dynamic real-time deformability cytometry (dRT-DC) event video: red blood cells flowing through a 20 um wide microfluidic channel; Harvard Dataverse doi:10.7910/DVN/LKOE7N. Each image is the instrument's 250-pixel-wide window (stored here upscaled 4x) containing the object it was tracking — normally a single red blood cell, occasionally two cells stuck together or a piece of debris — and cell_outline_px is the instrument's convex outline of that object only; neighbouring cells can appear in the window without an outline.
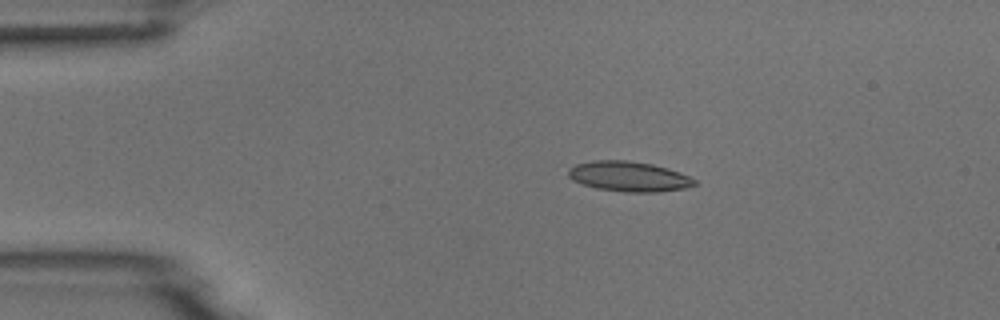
{"species": "common noctule bat (a hibernating species)", "species_latin": "Nyctalus noctula", "temperature_condition": "room temperature", "stored_images_in_passage": 8, "camera_frame_rate_fps": 3000, "um_per_image_px": 0.085, "animal": {"sex": "male", "body_mass_g": 18.8}, "frame": {"image": 1, "passage_image": 3, "time_ms": 2.333, "image_size_px": [1000, 320], "cell_outline_px": [[696, 184], [684, 188], [660, 192], [628, 192], [596, 188], [572, 180], [568, 176], [568, 168], [576, 164], [592, 160], [628, 160], [652, 164], [668, 168], [680, 172], [696, 180]], "centroid_in_image_um": [53.44, 14.99], "position_along_channel_um": 31.6, "area_um2": 22.14}}